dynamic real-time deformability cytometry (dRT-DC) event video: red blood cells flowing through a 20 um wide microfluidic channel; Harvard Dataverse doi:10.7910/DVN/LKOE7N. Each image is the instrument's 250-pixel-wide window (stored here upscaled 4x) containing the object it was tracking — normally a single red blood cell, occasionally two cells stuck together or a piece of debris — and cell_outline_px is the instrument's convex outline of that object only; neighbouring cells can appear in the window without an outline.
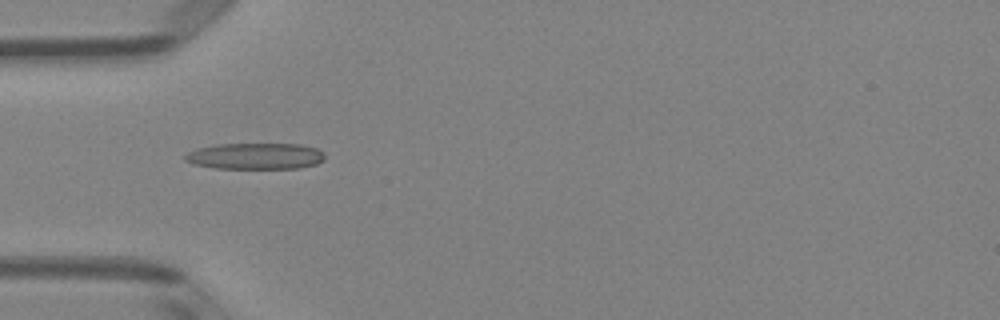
{"species": "Egyptian fruit bat (a non-hibernating species)", "species_latin": "Rousettus aegyptiacus", "temperature_condition": "room temperature", "stored_images_in_passage": 5, "camera_frame_rate_fps": 3000, "um_per_image_px": 0.085, "animal": {"sex": "female"}, "frame": {"image": 1, "passage_image": 5, "time_ms": 1.333, "image_size_px": [1000, 320], "cell_outline_px": [[324, 160], [316, 164], [300, 168], [212, 168], [192, 164], [184, 160], [184, 156], [188, 152], [196, 148], [216, 144], [300, 144], [316, 148], [324, 152]], "centroid_in_image_um": [21.68, 13.27], "position_along_channel_um": 63.3, "area_um2": 21.56}}